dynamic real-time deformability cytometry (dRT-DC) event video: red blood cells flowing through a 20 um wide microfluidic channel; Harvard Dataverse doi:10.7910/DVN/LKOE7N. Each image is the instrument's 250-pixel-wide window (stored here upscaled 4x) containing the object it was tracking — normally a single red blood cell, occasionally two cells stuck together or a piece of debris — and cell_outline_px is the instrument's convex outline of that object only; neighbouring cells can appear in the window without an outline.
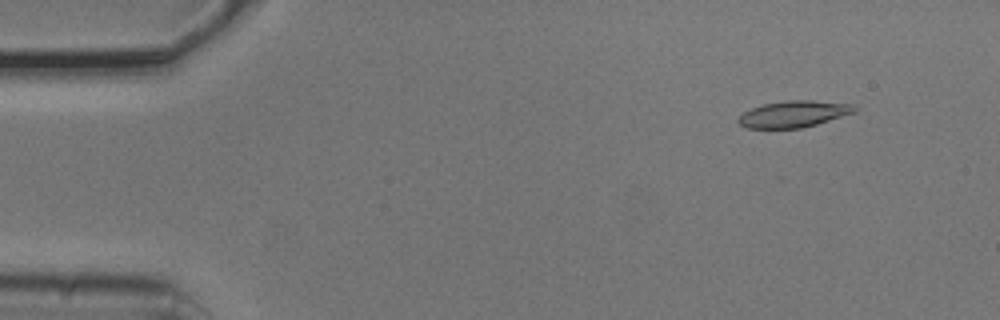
{"species": "common noctule bat (a hibernating species)", "species_latin": "Nyctalus noctula", "temperature_condition": "cold", "stored_images_in_passage": 6, "camera_frame_rate_fps": 3000, "um_per_image_px": 0.085, "animal": {"sex": "male", "body_mass_g": 20.5, "forearm_length_mm": 52.5}, "frame": {"image": 1, "passage_image": 2, "time_ms": 0.333, "image_size_px": [1000, 320], "cell_outline_px": [[856, 112], [816, 124], [800, 128], [748, 128], [740, 124], [736, 120], [744, 112], [752, 108], [764, 104], [788, 100], [812, 100], [856, 104]], "centroid_in_image_um": [67.49, 9.68], "position_along_channel_um": 17.5, "area_um2": 17.86}}
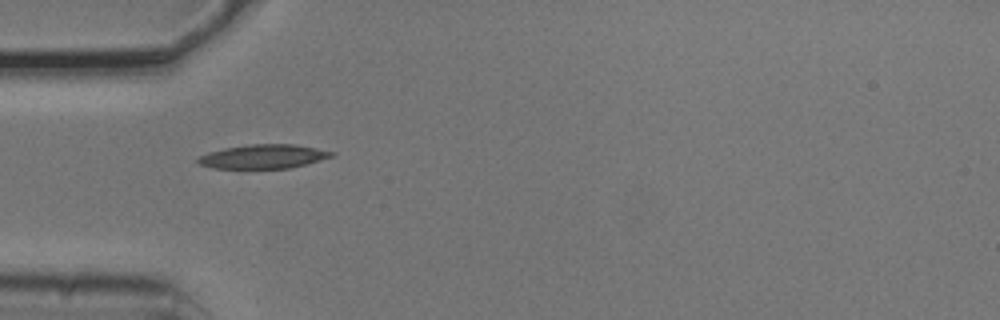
{"frame": {"image": 2, "passage_image": 5, "time_ms": 1.333, "image_size_px": [1000, 320], "cell_outline_px": [[336, 156], [308, 164], [288, 168], [212, 168], [200, 164], [196, 160], [200, 156], [208, 152], [224, 148], [252, 144], [296, 144], [336, 152]], "centroid_in_image_um": [22.45, 13.3], "position_along_channel_um": 62.6, "area_um2": 18.79}}
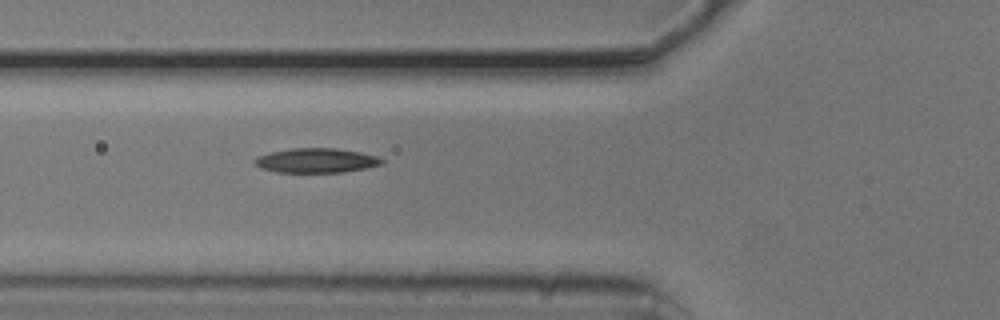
{"frame": {"image": 3, "passage_image": 6, "time_ms": 1.667, "image_size_px": [1000, 320], "cell_outline_px": [[384, 164], [368, 168], [344, 172], [276, 172], [260, 168], [252, 160], [256, 156], [272, 152], [292, 148], [336, 148], [360, 152], [376, 156], [384, 160]], "centroid_in_image_um": [26.89, 13.64], "position_along_channel_um": 98.9, "area_um2": 18.26}}